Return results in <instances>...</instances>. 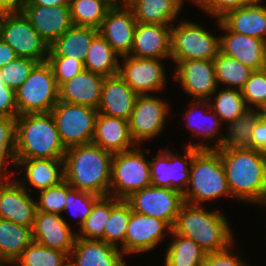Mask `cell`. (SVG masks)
I'll use <instances>...</instances> for the list:
<instances>
[{
  "mask_svg": "<svg viewBox=\"0 0 266 266\" xmlns=\"http://www.w3.org/2000/svg\"><path fill=\"white\" fill-rule=\"evenodd\" d=\"M113 155L93 143L67 148L64 180L79 191L109 196Z\"/></svg>",
  "mask_w": 266,
  "mask_h": 266,
  "instance_id": "cell-1",
  "label": "cell"
},
{
  "mask_svg": "<svg viewBox=\"0 0 266 266\" xmlns=\"http://www.w3.org/2000/svg\"><path fill=\"white\" fill-rule=\"evenodd\" d=\"M220 153L232 198L266 206V152L223 151Z\"/></svg>",
  "mask_w": 266,
  "mask_h": 266,
  "instance_id": "cell-2",
  "label": "cell"
},
{
  "mask_svg": "<svg viewBox=\"0 0 266 266\" xmlns=\"http://www.w3.org/2000/svg\"><path fill=\"white\" fill-rule=\"evenodd\" d=\"M172 230L194 240L206 253L222 251L234 242L227 218L218 210L206 211L202 205L184 203Z\"/></svg>",
  "mask_w": 266,
  "mask_h": 266,
  "instance_id": "cell-3",
  "label": "cell"
},
{
  "mask_svg": "<svg viewBox=\"0 0 266 266\" xmlns=\"http://www.w3.org/2000/svg\"><path fill=\"white\" fill-rule=\"evenodd\" d=\"M15 136L16 159H64L67 149L51 112L17 116Z\"/></svg>",
  "mask_w": 266,
  "mask_h": 266,
  "instance_id": "cell-4",
  "label": "cell"
},
{
  "mask_svg": "<svg viewBox=\"0 0 266 266\" xmlns=\"http://www.w3.org/2000/svg\"><path fill=\"white\" fill-rule=\"evenodd\" d=\"M189 183L184 202L200 205L221 196L232 197L220 153L216 149H199L190 165Z\"/></svg>",
  "mask_w": 266,
  "mask_h": 266,
  "instance_id": "cell-5",
  "label": "cell"
},
{
  "mask_svg": "<svg viewBox=\"0 0 266 266\" xmlns=\"http://www.w3.org/2000/svg\"><path fill=\"white\" fill-rule=\"evenodd\" d=\"M58 91L51 65L47 61L38 63L16 90L18 116L51 112L58 103Z\"/></svg>",
  "mask_w": 266,
  "mask_h": 266,
  "instance_id": "cell-6",
  "label": "cell"
},
{
  "mask_svg": "<svg viewBox=\"0 0 266 266\" xmlns=\"http://www.w3.org/2000/svg\"><path fill=\"white\" fill-rule=\"evenodd\" d=\"M137 147L113 155L109 196L125 200L151 185L150 160Z\"/></svg>",
  "mask_w": 266,
  "mask_h": 266,
  "instance_id": "cell-7",
  "label": "cell"
},
{
  "mask_svg": "<svg viewBox=\"0 0 266 266\" xmlns=\"http://www.w3.org/2000/svg\"><path fill=\"white\" fill-rule=\"evenodd\" d=\"M0 37L14 49L18 57L31 58L39 63L47 61L48 44L21 11L2 12Z\"/></svg>",
  "mask_w": 266,
  "mask_h": 266,
  "instance_id": "cell-8",
  "label": "cell"
},
{
  "mask_svg": "<svg viewBox=\"0 0 266 266\" xmlns=\"http://www.w3.org/2000/svg\"><path fill=\"white\" fill-rule=\"evenodd\" d=\"M170 40L173 60H214L220 52V36L191 21H181L176 27L172 24Z\"/></svg>",
  "mask_w": 266,
  "mask_h": 266,
  "instance_id": "cell-9",
  "label": "cell"
},
{
  "mask_svg": "<svg viewBox=\"0 0 266 266\" xmlns=\"http://www.w3.org/2000/svg\"><path fill=\"white\" fill-rule=\"evenodd\" d=\"M65 148L92 143L98 111L95 108L58 102L51 110Z\"/></svg>",
  "mask_w": 266,
  "mask_h": 266,
  "instance_id": "cell-10",
  "label": "cell"
},
{
  "mask_svg": "<svg viewBox=\"0 0 266 266\" xmlns=\"http://www.w3.org/2000/svg\"><path fill=\"white\" fill-rule=\"evenodd\" d=\"M125 201L132 211L161 219L171 228L185 203L181 192L153 185L133 192Z\"/></svg>",
  "mask_w": 266,
  "mask_h": 266,
  "instance_id": "cell-11",
  "label": "cell"
},
{
  "mask_svg": "<svg viewBox=\"0 0 266 266\" xmlns=\"http://www.w3.org/2000/svg\"><path fill=\"white\" fill-rule=\"evenodd\" d=\"M185 149L184 156L174 155L168 147L159 149L161 153L150 161L151 185L175 189L182 194L185 192L189 183L193 155L199 150L186 145Z\"/></svg>",
  "mask_w": 266,
  "mask_h": 266,
  "instance_id": "cell-12",
  "label": "cell"
},
{
  "mask_svg": "<svg viewBox=\"0 0 266 266\" xmlns=\"http://www.w3.org/2000/svg\"><path fill=\"white\" fill-rule=\"evenodd\" d=\"M168 106L169 104L162 98L149 94L138 95L128 120L131 137L137 146L143 140L156 137L164 129Z\"/></svg>",
  "mask_w": 266,
  "mask_h": 266,
  "instance_id": "cell-13",
  "label": "cell"
},
{
  "mask_svg": "<svg viewBox=\"0 0 266 266\" xmlns=\"http://www.w3.org/2000/svg\"><path fill=\"white\" fill-rule=\"evenodd\" d=\"M123 60L119 75L138 95L164 90L166 74L160 59L128 55Z\"/></svg>",
  "mask_w": 266,
  "mask_h": 266,
  "instance_id": "cell-14",
  "label": "cell"
},
{
  "mask_svg": "<svg viewBox=\"0 0 266 266\" xmlns=\"http://www.w3.org/2000/svg\"><path fill=\"white\" fill-rule=\"evenodd\" d=\"M171 231L165 221L131 210L125 241L119 249L127 255L153 250Z\"/></svg>",
  "mask_w": 266,
  "mask_h": 266,
  "instance_id": "cell-15",
  "label": "cell"
},
{
  "mask_svg": "<svg viewBox=\"0 0 266 266\" xmlns=\"http://www.w3.org/2000/svg\"><path fill=\"white\" fill-rule=\"evenodd\" d=\"M177 63L174 79L196 100H210L218 91L213 60H172Z\"/></svg>",
  "mask_w": 266,
  "mask_h": 266,
  "instance_id": "cell-16",
  "label": "cell"
},
{
  "mask_svg": "<svg viewBox=\"0 0 266 266\" xmlns=\"http://www.w3.org/2000/svg\"><path fill=\"white\" fill-rule=\"evenodd\" d=\"M13 180V181H12ZM18 181H0V218L33 228L36 201Z\"/></svg>",
  "mask_w": 266,
  "mask_h": 266,
  "instance_id": "cell-17",
  "label": "cell"
},
{
  "mask_svg": "<svg viewBox=\"0 0 266 266\" xmlns=\"http://www.w3.org/2000/svg\"><path fill=\"white\" fill-rule=\"evenodd\" d=\"M21 12L48 46L73 26L69 6L22 5Z\"/></svg>",
  "mask_w": 266,
  "mask_h": 266,
  "instance_id": "cell-18",
  "label": "cell"
},
{
  "mask_svg": "<svg viewBox=\"0 0 266 266\" xmlns=\"http://www.w3.org/2000/svg\"><path fill=\"white\" fill-rule=\"evenodd\" d=\"M137 21L129 6L110 8L102 21L99 33L119 57L130 55Z\"/></svg>",
  "mask_w": 266,
  "mask_h": 266,
  "instance_id": "cell-19",
  "label": "cell"
},
{
  "mask_svg": "<svg viewBox=\"0 0 266 266\" xmlns=\"http://www.w3.org/2000/svg\"><path fill=\"white\" fill-rule=\"evenodd\" d=\"M217 23L227 34L220 36V52L237 59L254 71L266 66V42L247 35L230 31L220 20Z\"/></svg>",
  "mask_w": 266,
  "mask_h": 266,
  "instance_id": "cell-20",
  "label": "cell"
},
{
  "mask_svg": "<svg viewBox=\"0 0 266 266\" xmlns=\"http://www.w3.org/2000/svg\"><path fill=\"white\" fill-rule=\"evenodd\" d=\"M32 233L34 242L68 255L77 238L61 215L41 211L36 212Z\"/></svg>",
  "mask_w": 266,
  "mask_h": 266,
  "instance_id": "cell-21",
  "label": "cell"
},
{
  "mask_svg": "<svg viewBox=\"0 0 266 266\" xmlns=\"http://www.w3.org/2000/svg\"><path fill=\"white\" fill-rule=\"evenodd\" d=\"M105 76L84 69L59 86L58 102L98 109Z\"/></svg>",
  "mask_w": 266,
  "mask_h": 266,
  "instance_id": "cell-22",
  "label": "cell"
},
{
  "mask_svg": "<svg viewBox=\"0 0 266 266\" xmlns=\"http://www.w3.org/2000/svg\"><path fill=\"white\" fill-rule=\"evenodd\" d=\"M171 26L137 23L130 55L171 59Z\"/></svg>",
  "mask_w": 266,
  "mask_h": 266,
  "instance_id": "cell-23",
  "label": "cell"
},
{
  "mask_svg": "<svg viewBox=\"0 0 266 266\" xmlns=\"http://www.w3.org/2000/svg\"><path fill=\"white\" fill-rule=\"evenodd\" d=\"M69 266H127L119 247L102 240L76 238Z\"/></svg>",
  "mask_w": 266,
  "mask_h": 266,
  "instance_id": "cell-24",
  "label": "cell"
},
{
  "mask_svg": "<svg viewBox=\"0 0 266 266\" xmlns=\"http://www.w3.org/2000/svg\"><path fill=\"white\" fill-rule=\"evenodd\" d=\"M138 94L120 75L105 77L98 113L111 117L130 119Z\"/></svg>",
  "mask_w": 266,
  "mask_h": 266,
  "instance_id": "cell-25",
  "label": "cell"
},
{
  "mask_svg": "<svg viewBox=\"0 0 266 266\" xmlns=\"http://www.w3.org/2000/svg\"><path fill=\"white\" fill-rule=\"evenodd\" d=\"M92 143L112 154L128 151L136 147V143L130 134L128 120L100 113H98L96 119Z\"/></svg>",
  "mask_w": 266,
  "mask_h": 266,
  "instance_id": "cell-26",
  "label": "cell"
},
{
  "mask_svg": "<svg viewBox=\"0 0 266 266\" xmlns=\"http://www.w3.org/2000/svg\"><path fill=\"white\" fill-rule=\"evenodd\" d=\"M248 3L239 9L226 13L219 20L233 32L255 37L266 42V6Z\"/></svg>",
  "mask_w": 266,
  "mask_h": 266,
  "instance_id": "cell-27",
  "label": "cell"
},
{
  "mask_svg": "<svg viewBox=\"0 0 266 266\" xmlns=\"http://www.w3.org/2000/svg\"><path fill=\"white\" fill-rule=\"evenodd\" d=\"M16 167L24 169L26 177L19 182L23 187L28 183L40 191L64 180L63 159H16Z\"/></svg>",
  "mask_w": 266,
  "mask_h": 266,
  "instance_id": "cell-28",
  "label": "cell"
},
{
  "mask_svg": "<svg viewBox=\"0 0 266 266\" xmlns=\"http://www.w3.org/2000/svg\"><path fill=\"white\" fill-rule=\"evenodd\" d=\"M98 34L97 28L73 25L49 46L48 56L71 57L84 63L88 48Z\"/></svg>",
  "mask_w": 266,
  "mask_h": 266,
  "instance_id": "cell-29",
  "label": "cell"
},
{
  "mask_svg": "<svg viewBox=\"0 0 266 266\" xmlns=\"http://www.w3.org/2000/svg\"><path fill=\"white\" fill-rule=\"evenodd\" d=\"M184 0H129L137 23L171 25Z\"/></svg>",
  "mask_w": 266,
  "mask_h": 266,
  "instance_id": "cell-30",
  "label": "cell"
},
{
  "mask_svg": "<svg viewBox=\"0 0 266 266\" xmlns=\"http://www.w3.org/2000/svg\"><path fill=\"white\" fill-rule=\"evenodd\" d=\"M261 117L259 108L248 107L234 121L227 123L228 133L222 135L216 150L247 151L251 149L252 130Z\"/></svg>",
  "mask_w": 266,
  "mask_h": 266,
  "instance_id": "cell-31",
  "label": "cell"
},
{
  "mask_svg": "<svg viewBox=\"0 0 266 266\" xmlns=\"http://www.w3.org/2000/svg\"><path fill=\"white\" fill-rule=\"evenodd\" d=\"M32 228L0 218V256L10 265L33 242Z\"/></svg>",
  "mask_w": 266,
  "mask_h": 266,
  "instance_id": "cell-32",
  "label": "cell"
},
{
  "mask_svg": "<svg viewBox=\"0 0 266 266\" xmlns=\"http://www.w3.org/2000/svg\"><path fill=\"white\" fill-rule=\"evenodd\" d=\"M118 56L106 39L99 33L88 48L84 68L105 77L116 76L119 74L120 66Z\"/></svg>",
  "mask_w": 266,
  "mask_h": 266,
  "instance_id": "cell-33",
  "label": "cell"
},
{
  "mask_svg": "<svg viewBox=\"0 0 266 266\" xmlns=\"http://www.w3.org/2000/svg\"><path fill=\"white\" fill-rule=\"evenodd\" d=\"M172 242L169 243L164 265L165 266H203L207 253L192 239L181 236L173 230Z\"/></svg>",
  "mask_w": 266,
  "mask_h": 266,
  "instance_id": "cell-34",
  "label": "cell"
},
{
  "mask_svg": "<svg viewBox=\"0 0 266 266\" xmlns=\"http://www.w3.org/2000/svg\"><path fill=\"white\" fill-rule=\"evenodd\" d=\"M199 104L200 105L202 104V100H197L195 102L192 101L191 106L189 107L187 112H185V122L187 123L186 126L192 132V134H193L192 136H194V137L196 135V136H198V138L200 136H202L204 138L206 137L205 140H207V139L210 140L212 138L215 140H211V141H213L212 146L211 145L207 146V144H203V141L201 144L200 143L199 144L198 143H196V144L195 143L194 144L189 143L186 145H187V147H195L198 149H217L219 147V145L221 143V139H222V137L217 136V134L219 133V128L222 125V122H221L220 118L215 114V112L211 109L212 113L208 117V120L210 119L211 124L208 125L207 122L206 123H202V122L199 123V121H203V120H199V119H197V117H199V116L203 117V116H206V114H207V113H205V115H204L203 114L204 112L200 111L202 113L200 114V112H199L200 115L198 116V113H195V108L198 109L197 107L199 106ZM202 117H200V119L205 120V118H202ZM193 121H195V123ZM214 137H216L217 139Z\"/></svg>",
  "mask_w": 266,
  "mask_h": 266,
  "instance_id": "cell-35",
  "label": "cell"
},
{
  "mask_svg": "<svg viewBox=\"0 0 266 266\" xmlns=\"http://www.w3.org/2000/svg\"><path fill=\"white\" fill-rule=\"evenodd\" d=\"M121 201L116 197H101L93 206L91 213L79 227L77 238L104 241V229L111 210Z\"/></svg>",
  "mask_w": 266,
  "mask_h": 266,
  "instance_id": "cell-36",
  "label": "cell"
},
{
  "mask_svg": "<svg viewBox=\"0 0 266 266\" xmlns=\"http://www.w3.org/2000/svg\"><path fill=\"white\" fill-rule=\"evenodd\" d=\"M216 92L211 95V97H214L211 99L212 103L211 100H202L201 106L206 105V107L208 106L207 108L212 109L222 123L224 121L228 123L234 121L248 108L241 90L225 87V89L218 91V94Z\"/></svg>",
  "mask_w": 266,
  "mask_h": 266,
  "instance_id": "cell-37",
  "label": "cell"
},
{
  "mask_svg": "<svg viewBox=\"0 0 266 266\" xmlns=\"http://www.w3.org/2000/svg\"><path fill=\"white\" fill-rule=\"evenodd\" d=\"M216 82L224 83L227 88L241 90L254 70L240 61L221 52L214 58Z\"/></svg>",
  "mask_w": 266,
  "mask_h": 266,
  "instance_id": "cell-38",
  "label": "cell"
},
{
  "mask_svg": "<svg viewBox=\"0 0 266 266\" xmlns=\"http://www.w3.org/2000/svg\"><path fill=\"white\" fill-rule=\"evenodd\" d=\"M71 19L74 26L99 29L111 8L103 0H70Z\"/></svg>",
  "mask_w": 266,
  "mask_h": 266,
  "instance_id": "cell-39",
  "label": "cell"
},
{
  "mask_svg": "<svg viewBox=\"0 0 266 266\" xmlns=\"http://www.w3.org/2000/svg\"><path fill=\"white\" fill-rule=\"evenodd\" d=\"M69 266V255L32 242L12 266Z\"/></svg>",
  "mask_w": 266,
  "mask_h": 266,
  "instance_id": "cell-40",
  "label": "cell"
},
{
  "mask_svg": "<svg viewBox=\"0 0 266 266\" xmlns=\"http://www.w3.org/2000/svg\"><path fill=\"white\" fill-rule=\"evenodd\" d=\"M15 135L16 118L0 117V181L11 180V176L14 175L6 168L9 162L17 168Z\"/></svg>",
  "mask_w": 266,
  "mask_h": 266,
  "instance_id": "cell-41",
  "label": "cell"
},
{
  "mask_svg": "<svg viewBox=\"0 0 266 266\" xmlns=\"http://www.w3.org/2000/svg\"><path fill=\"white\" fill-rule=\"evenodd\" d=\"M130 214L131 207L125 200H121L111 210L104 229V242L115 247H119V241V244H124Z\"/></svg>",
  "mask_w": 266,
  "mask_h": 266,
  "instance_id": "cell-42",
  "label": "cell"
},
{
  "mask_svg": "<svg viewBox=\"0 0 266 266\" xmlns=\"http://www.w3.org/2000/svg\"><path fill=\"white\" fill-rule=\"evenodd\" d=\"M72 187L65 181L47 189L40 190L39 200L36 201L37 211L61 215L66 205L67 193Z\"/></svg>",
  "mask_w": 266,
  "mask_h": 266,
  "instance_id": "cell-43",
  "label": "cell"
},
{
  "mask_svg": "<svg viewBox=\"0 0 266 266\" xmlns=\"http://www.w3.org/2000/svg\"><path fill=\"white\" fill-rule=\"evenodd\" d=\"M38 61L27 57H17L7 65L0 68L8 87L17 90L30 75Z\"/></svg>",
  "mask_w": 266,
  "mask_h": 266,
  "instance_id": "cell-44",
  "label": "cell"
},
{
  "mask_svg": "<svg viewBox=\"0 0 266 266\" xmlns=\"http://www.w3.org/2000/svg\"><path fill=\"white\" fill-rule=\"evenodd\" d=\"M101 197L91 194L89 192H82L77 189L72 188L66 197L65 211H71L72 215L78 217L79 226L85 221L87 216L91 213L94 204Z\"/></svg>",
  "mask_w": 266,
  "mask_h": 266,
  "instance_id": "cell-45",
  "label": "cell"
},
{
  "mask_svg": "<svg viewBox=\"0 0 266 266\" xmlns=\"http://www.w3.org/2000/svg\"><path fill=\"white\" fill-rule=\"evenodd\" d=\"M241 93L247 107L252 104L260 109L266 103V70L253 71Z\"/></svg>",
  "mask_w": 266,
  "mask_h": 266,
  "instance_id": "cell-46",
  "label": "cell"
},
{
  "mask_svg": "<svg viewBox=\"0 0 266 266\" xmlns=\"http://www.w3.org/2000/svg\"><path fill=\"white\" fill-rule=\"evenodd\" d=\"M47 62L53 69L58 87L85 69L82 61L71 57L48 56Z\"/></svg>",
  "mask_w": 266,
  "mask_h": 266,
  "instance_id": "cell-47",
  "label": "cell"
},
{
  "mask_svg": "<svg viewBox=\"0 0 266 266\" xmlns=\"http://www.w3.org/2000/svg\"><path fill=\"white\" fill-rule=\"evenodd\" d=\"M193 3L202 8L209 15L220 19L229 11L239 9L248 3H255L260 0H192Z\"/></svg>",
  "mask_w": 266,
  "mask_h": 266,
  "instance_id": "cell-48",
  "label": "cell"
},
{
  "mask_svg": "<svg viewBox=\"0 0 266 266\" xmlns=\"http://www.w3.org/2000/svg\"><path fill=\"white\" fill-rule=\"evenodd\" d=\"M232 246L222 251L207 253L203 266H248L238 256H234L231 253L230 249L233 248Z\"/></svg>",
  "mask_w": 266,
  "mask_h": 266,
  "instance_id": "cell-49",
  "label": "cell"
},
{
  "mask_svg": "<svg viewBox=\"0 0 266 266\" xmlns=\"http://www.w3.org/2000/svg\"><path fill=\"white\" fill-rule=\"evenodd\" d=\"M16 91L7 85H0V117L17 118Z\"/></svg>",
  "mask_w": 266,
  "mask_h": 266,
  "instance_id": "cell-50",
  "label": "cell"
},
{
  "mask_svg": "<svg viewBox=\"0 0 266 266\" xmlns=\"http://www.w3.org/2000/svg\"><path fill=\"white\" fill-rule=\"evenodd\" d=\"M251 149L266 152V118L262 116L253 127Z\"/></svg>",
  "mask_w": 266,
  "mask_h": 266,
  "instance_id": "cell-51",
  "label": "cell"
},
{
  "mask_svg": "<svg viewBox=\"0 0 266 266\" xmlns=\"http://www.w3.org/2000/svg\"><path fill=\"white\" fill-rule=\"evenodd\" d=\"M17 57L14 49L0 37V68L15 60Z\"/></svg>",
  "mask_w": 266,
  "mask_h": 266,
  "instance_id": "cell-52",
  "label": "cell"
},
{
  "mask_svg": "<svg viewBox=\"0 0 266 266\" xmlns=\"http://www.w3.org/2000/svg\"><path fill=\"white\" fill-rule=\"evenodd\" d=\"M70 0H25L23 5L69 6Z\"/></svg>",
  "mask_w": 266,
  "mask_h": 266,
  "instance_id": "cell-53",
  "label": "cell"
},
{
  "mask_svg": "<svg viewBox=\"0 0 266 266\" xmlns=\"http://www.w3.org/2000/svg\"><path fill=\"white\" fill-rule=\"evenodd\" d=\"M25 0H0L2 12L21 11Z\"/></svg>",
  "mask_w": 266,
  "mask_h": 266,
  "instance_id": "cell-54",
  "label": "cell"
},
{
  "mask_svg": "<svg viewBox=\"0 0 266 266\" xmlns=\"http://www.w3.org/2000/svg\"><path fill=\"white\" fill-rule=\"evenodd\" d=\"M111 8L113 7H125L129 5V0H103Z\"/></svg>",
  "mask_w": 266,
  "mask_h": 266,
  "instance_id": "cell-55",
  "label": "cell"
},
{
  "mask_svg": "<svg viewBox=\"0 0 266 266\" xmlns=\"http://www.w3.org/2000/svg\"><path fill=\"white\" fill-rule=\"evenodd\" d=\"M261 116L266 118V103L260 108Z\"/></svg>",
  "mask_w": 266,
  "mask_h": 266,
  "instance_id": "cell-56",
  "label": "cell"
},
{
  "mask_svg": "<svg viewBox=\"0 0 266 266\" xmlns=\"http://www.w3.org/2000/svg\"><path fill=\"white\" fill-rule=\"evenodd\" d=\"M0 85H7L4 78H3L1 71H0Z\"/></svg>",
  "mask_w": 266,
  "mask_h": 266,
  "instance_id": "cell-57",
  "label": "cell"
},
{
  "mask_svg": "<svg viewBox=\"0 0 266 266\" xmlns=\"http://www.w3.org/2000/svg\"><path fill=\"white\" fill-rule=\"evenodd\" d=\"M9 265L1 256H0V266Z\"/></svg>",
  "mask_w": 266,
  "mask_h": 266,
  "instance_id": "cell-58",
  "label": "cell"
}]
</instances>
